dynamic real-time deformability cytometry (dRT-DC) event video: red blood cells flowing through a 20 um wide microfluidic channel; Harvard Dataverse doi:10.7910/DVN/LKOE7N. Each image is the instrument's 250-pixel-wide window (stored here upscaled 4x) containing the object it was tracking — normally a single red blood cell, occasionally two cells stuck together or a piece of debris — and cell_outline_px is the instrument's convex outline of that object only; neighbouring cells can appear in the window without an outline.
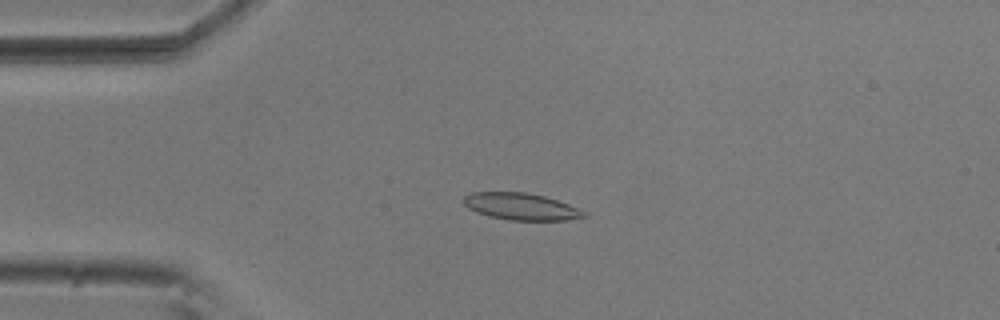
{"species": "common noctule bat (a hibernating species)", "species_latin": "Nyctalus noctula", "temperature_condition": "room temperature", "stored_images_in_passage": 54, "camera_frame_rate_fps": 3000, "um_per_image_px": 0.085, "animal": {"sex": "male", "body_mass_g": 20.5, "forearm_length_mm": 52.5}, "frame": {"image": 1, "passage_image": 13, "time_ms": 4.0, "image_size_px": [1000, 320], "cell_outline_px": [[588, 216], [568, 220], [508, 220], [488, 216], [476, 212], [468, 208], [464, 204], [464, 196], [472, 192], [524, 192], [544, 196], [568, 204], [584, 212]], "centroid_in_image_um": [44.25, 17.56], "position_along_channel_um": 40.7, "area_um2": 18.73}}
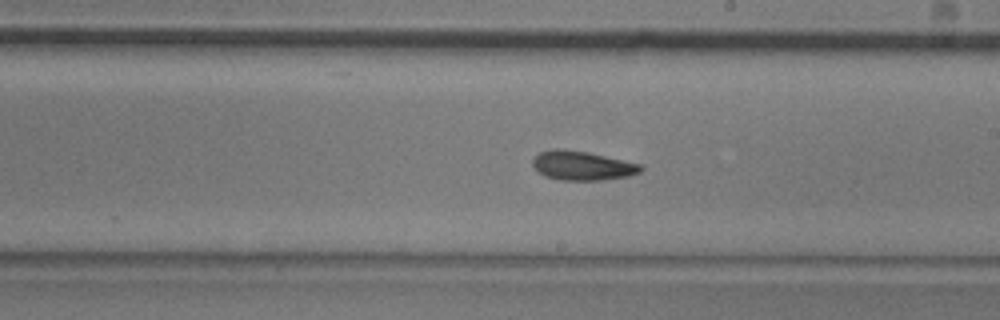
{"frame": {"image": 2, "passage_image": 31, "time_ms": 10.0, "image_size_px": [1000, 320], "cell_outline_px": [[644, 168], [640, 172], [628, 176], [604, 180], [560, 180], [544, 176], [536, 172], [532, 164], [532, 156], [540, 152], [552, 148], [560, 148], [588, 152], [640, 164]], "centroid_in_image_um": [49.42, 14.07], "position_along_channel_um": 239.6, "area_um2": 18.61}}
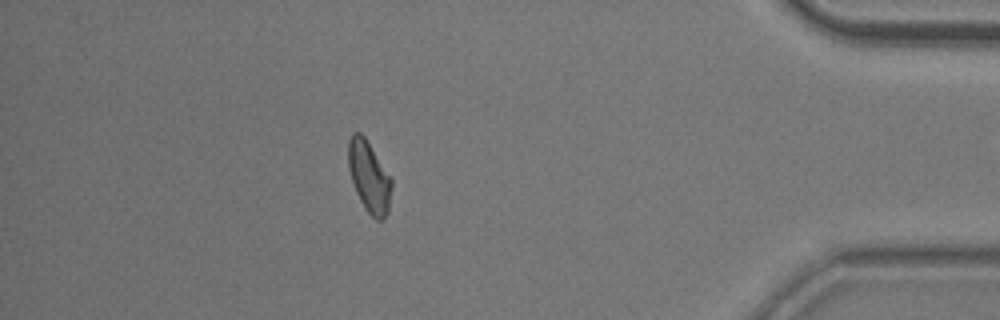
{"frame": {"image": 3, "passage_image": 48, "time_ms": 15.667, "image_size_px": [1000, 320], "cell_outline_px": [[392, 188], [388, 212], [384, 220], [376, 220], [364, 208], [356, 192], [348, 168], [348, 140], [352, 132], [360, 132], [364, 136], [392, 180]], "centroid_in_image_um": [31.36, 15.04], "position_along_channel_um": 403.8, "area_um2": 17.86}, "authors_computed_cell_mechanics": {"area_um2": 18.2937, "velocity_mm_per_s": 3.7038, "shape_relaxation_time_tau1_ms": 6.0378, "shape_relaxation_time_tau2_ms": 3.8421, "deformation_change_tau1": 0.1429, "deformation_change_tau2": 0.1005}}